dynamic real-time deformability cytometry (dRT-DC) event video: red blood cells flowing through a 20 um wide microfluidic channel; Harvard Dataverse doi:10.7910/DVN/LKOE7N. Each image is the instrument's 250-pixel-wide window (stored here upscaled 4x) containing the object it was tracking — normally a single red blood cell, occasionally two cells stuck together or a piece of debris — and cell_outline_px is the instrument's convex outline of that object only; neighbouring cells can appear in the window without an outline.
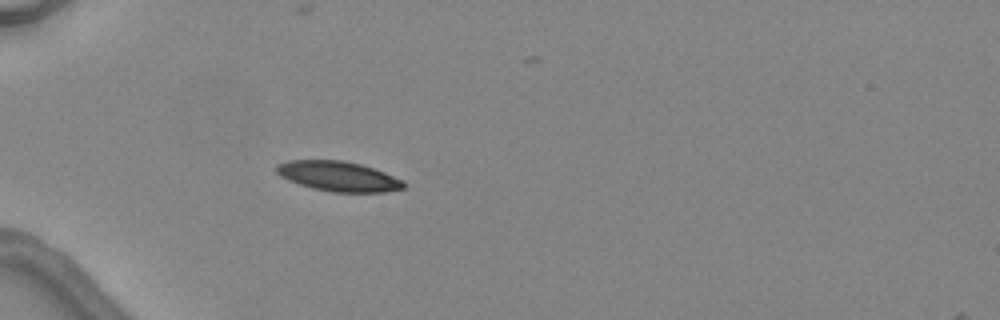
{"species": "common noctule bat (a hibernating species)", "species_latin": "Nyctalus noctula", "temperature_condition": "warm", "stored_images_in_passage": 3, "camera_frame_rate_fps": 3000, "um_per_image_px": 0.085, "animal": {"sex": "female", "body_mass_g": 24.6, "forearm_length_mm": 56.2}, "frame": {"image": 1, "passage_image": 3, "time_ms": 3.0, "image_size_px": [1000, 320], "cell_outline_px": [[408, 184], [404, 188], [384, 192], [332, 192], [312, 188], [288, 180], [280, 176], [276, 172], [276, 164], [288, 160], [340, 160], [360, 164], [384, 172], [404, 180]], "centroid_in_image_um": [28.77, 14.98], "position_along_channel_um": 56.2, "area_um2": 22.25}}